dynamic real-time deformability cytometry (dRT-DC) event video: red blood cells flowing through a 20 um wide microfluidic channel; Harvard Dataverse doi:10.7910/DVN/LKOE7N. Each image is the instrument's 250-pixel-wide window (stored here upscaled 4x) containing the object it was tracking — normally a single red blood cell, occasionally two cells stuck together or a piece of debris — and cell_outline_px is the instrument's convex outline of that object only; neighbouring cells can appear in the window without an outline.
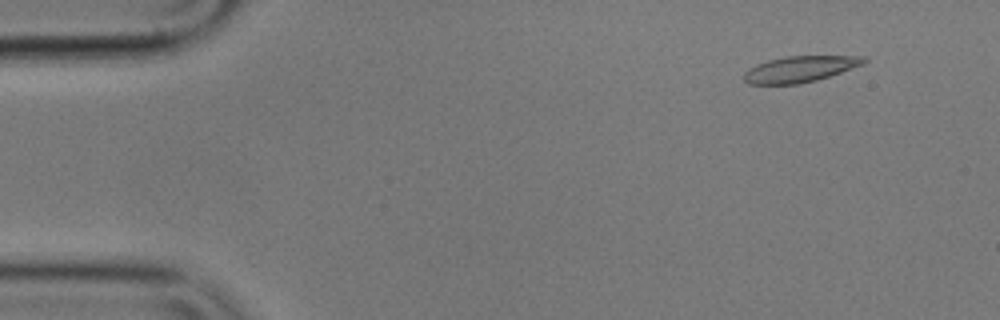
{"species": "common noctule bat (a hibernating species)", "species_latin": "Nyctalus noctula", "temperature_condition": "cold", "stored_images_in_passage": 56, "camera_frame_rate_fps": 3000, "um_per_image_px": 0.085, "animal": {"sex": "male", "body_mass_g": 17.9}, "frame": {"image": 1, "passage_image": 5, "time_ms": 1.333, "image_size_px": [1000, 320], "cell_outline_px": [[868, 60], [864, 64], [816, 80], [800, 84], [748, 84], [744, 80], [744, 72], [748, 68], [756, 64], [768, 60], [788, 56], [864, 56]], "centroid_in_image_um": [67.97, 5.87], "position_along_channel_um": 17.0, "area_um2": 18.15}}
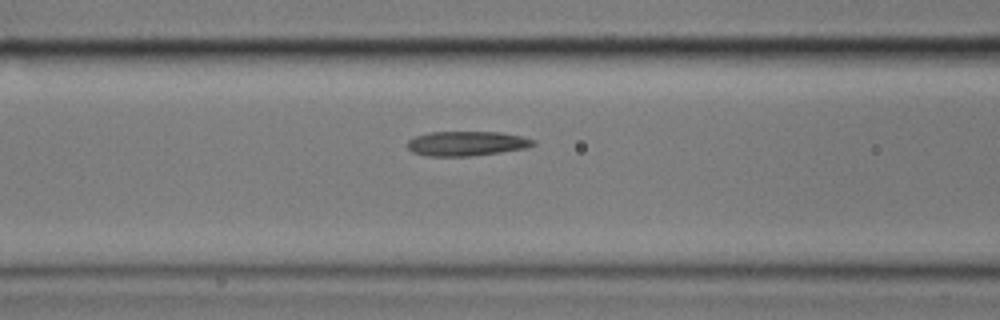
{"frame": {"image": 2, "passage_image": 22, "time_ms": 7.0, "image_size_px": [1000, 320], "cell_outline_px": [[536, 144], [528, 148], [500, 152], [468, 156], [424, 156], [412, 152], [408, 148], [408, 140], [416, 136], [428, 132], [500, 132], [520, 136], [536, 140]], "centroid_in_image_um": [39.67, 12.2], "position_along_channel_um": 126.9, "area_um2": 18.09}}
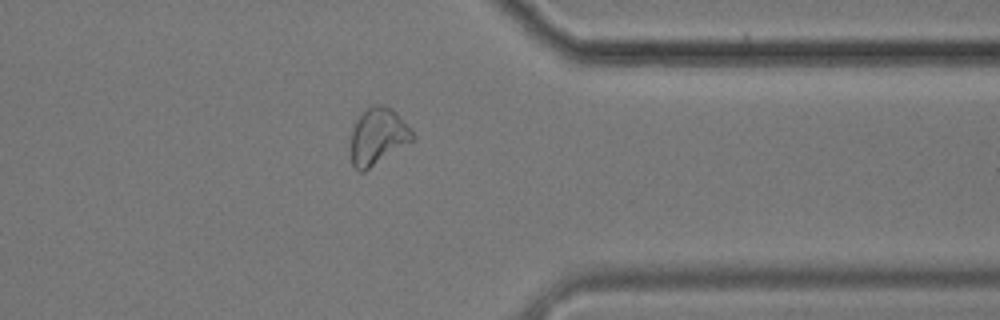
{"frame": {"image": 3, "passage_image": 44, "time_ms": 14.333, "image_size_px": [1000, 320], "cell_outline_px": [[416, 140], [364, 172], [360, 172], [352, 164], [352, 128], [360, 112], [364, 108], [372, 104], [380, 104], [392, 108], [396, 112], [416, 136]], "centroid_in_image_um": [32.14, 11.57], "position_along_channel_um": 379.3, "area_um2": 20.75}, "authors_computed_cell_mechanics": {"area_um2": 18.4671, "velocity_mm_per_s": 3.5588, "shape_relaxation_time_tau1_ms": 6.005, "shape_relaxation_time_tau2_ms": 4.1549, "deformation_change_tau1": 0.1485, "deformation_change_tau2": 0.1034}}